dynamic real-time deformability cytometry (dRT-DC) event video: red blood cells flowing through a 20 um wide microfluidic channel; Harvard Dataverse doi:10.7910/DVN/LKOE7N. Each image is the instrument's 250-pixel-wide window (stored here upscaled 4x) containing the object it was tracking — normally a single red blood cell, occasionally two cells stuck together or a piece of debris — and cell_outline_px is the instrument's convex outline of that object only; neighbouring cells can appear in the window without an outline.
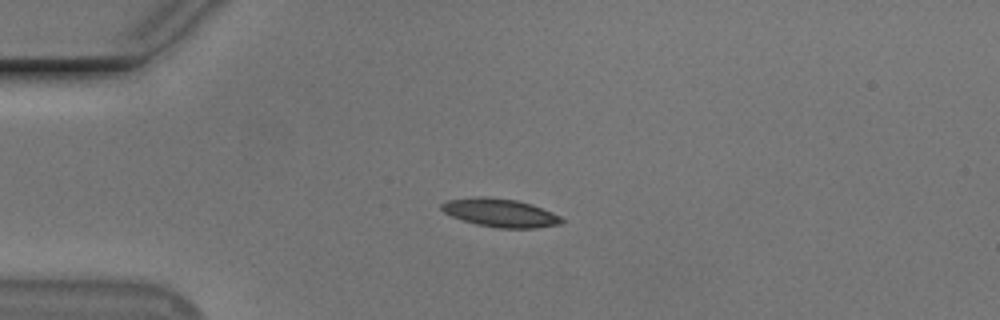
{"species": "Egyptian fruit bat (a non-hibernating species)", "species_latin": "Rousettus aegyptiacus", "temperature_condition": "cold", "stored_images_in_passage": 14, "camera_frame_rate_fps": 3000, "um_per_image_px": 0.085, "animal": {"sex": "male"}, "frame": {"image": 1, "passage_image": 10, "time_ms": 3.0, "image_size_px": [1000, 320], "cell_outline_px": [[564, 220], [560, 224], [536, 228], [496, 228], [476, 224], [452, 216], [444, 212], [440, 208], [440, 204], [448, 200], [476, 196], [488, 196], [516, 200], [532, 204], [552, 212], [560, 216]], "centroid_in_image_um": [42.51, 18.08], "position_along_channel_um": 42.5, "area_um2": 19.88}}